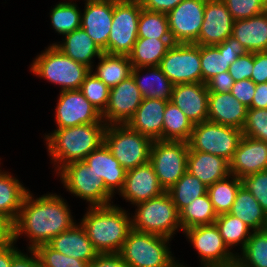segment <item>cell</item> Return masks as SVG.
<instances>
[{
	"label": "cell",
	"instance_id": "cell-1",
	"mask_svg": "<svg viewBox=\"0 0 267 267\" xmlns=\"http://www.w3.org/2000/svg\"><path fill=\"white\" fill-rule=\"evenodd\" d=\"M69 207L61 195L49 193L34 198L29 190L14 222V242L25 234L30 240L27 249L47 244L76 224Z\"/></svg>",
	"mask_w": 267,
	"mask_h": 267
},
{
	"label": "cell",
	"instance_id": "cell-2",
	"mask_svg": "<svg viewBox=\"0 0 267 267\" xmlns=\"http://www.w3.org/2000/svg\"><path fill=\"white\" fill-rule=\"evenodd\" d=\"M80 220L98 253H119L132 230L131 215L117 204L88 207Z\"/></svg>",
	"mask_w": 267,
	"mask_h": 267
},
{
	"label": "cell",
	"instance_id": "cell-3",
	"mask_svg": "<svg viewBox=\"0 0 267 267\" xmlns=\"http://www.w3.org/2000/svg\"><path fill=\"white\" fill-rule=\"evenodd\" d=\"M106 123L55 129L44 135L47 152L57 172L68 163L84 160L104 143Z\"/></svg>",
	"mask_w": 267,
	"mask_h": 267
},
{
	"label": "cell",
	"instance_id": "cell-4",
	"mask_svg": "<svg viewBox=\"0 0 267 267\" xmlns=\"http://www.w3.org/2000/svg\"><path fill=\"white\" fill-rule=\"evenodd\" d=\"M30 71L38 78L60 85V91H63L80 89L91 70L66 56L54 44H50L33 60Z\"/></svg>",
	"mask_w": 267,
	"mask_h": 267
},
{
	"label": "cell",
	"instance_id": "cell-5",
	"mask_svg": "<svg viewBox=\"0 0 267 267\" xmlns=\"http://www.w3.org/2000/svg\"><path fill=\"white\" fill-rule=\"evenodd\" d=\"M134 206L137 208L131 215L133 230L170 239L176 230H182L179 212L167 191Z\"/></svg>",
	"mask_w": 267,
	"mask_h": 267
},
{
	"label": "cell",
	"instance_id": "cell-6",
	"mask_svg": "<svg viewBox=\"0 0 267 267\" xmlns=\"http://www.w3.org/2000/svg\"><path fill=\"white\" fill-rule=\"evenodd\" d=\"M171 240L132 229L119 255L130 267H173L179 260L168 247Z\"/></svg>",
	"mask_w": 267,
	"mask_h": 267
},
{
	"label": "cell",
	"instance_id": "cell-7",
	"mask_svg": "<svg viewBox=\"0 0 267 267\" xmlns=\"http://www.w3.org/2000/svg\"><path fill=\"white\" fill-rule=\"evenodd\" d=\"M104 143L127 171L149 162L153 140L127 124H114L106 126Z\"/></svg>",
	"mask_w": 267,
	"mask_h": 267
},
{
	"label": "cell",
	"instance_id": "cell-8",
	"mask_svg": "<svg viewBox=\"0 0 267 267\" xmlns=\"http://www.w3.org/2000/svg\"><path fill=\"white\" fill-rule=\"evenodd\" d=\"M56 174L69 193L86 200L88 207L113 204V194L106 188L101 177L97 176L84 160L68 163Z\"/></svg>",
	"mask_w": 267,
	"mask_h": 267
},
{
	"label": "cell",
	"instance_id": "cell-9",
	"mask_svg": "<svg viewBox=\"0 0 267 267\" xmlns=\"http://www.w3.org/2000/svg\"><path fill=\"white\" fill-rule=\"evenodd\" d=\"M242 137L238 128L205 121L193 126L187 143L189 151L210 153L230 162Z\"/></svg>",
	"mask_w": 267,
	"mask_h": 267
},
{
	"label": "cell",
	"instance_id": "cell-10",
	"mask_svg": "<svg viewBox=\"0 0 267 267\" xmlns=\"http://www.w3.org/2000/svg\"><path fill=\"white\" fill-rule=\"evenodd\" d=\"M140 0H113V18L108 39V53L127 55L138 39Z\"/></svg>",
	"mask_w": 267,
	"mask_h": 267
},
{
	"label": "cell",
	"instance_id": "cell-11",
	"mask_svg": "<svg viewBox=\"0 0 267 267\" xmlns=\"http://www.w3.org/2000/svg\"><path fill=\"white\" fill-rule=\"evenodd\" d=\"M189 146L183 141L155 140L150 160L157 179L165 191L169 190L187 171Z\"/></svg>",
	"mask_w": 267,
	"mask_h": 267
},
{
	"label": "cell",
	"instance_id": "cell-12",
	"mask_svg": "<svg viewBox=\"0 0 267 267\" xmlns=\"http://www.w3.org/2000/svg\"><path fill=\"white\" fill-rule=\"evenodd\" d=\"M159 67L174 85L202 83L200 45L174 43L161 59Z\"/></svg>",
	"mask_w": 267,
	"mask_h": 267
},
{
	"label": "cell",
	"instance_id": "cell-13",
	"mask_svg": "<svg viewBox=\"0 0 267 267\" xmlns=\"http://www.w3.org/2000/svg\"><path fill=\"white\" fill-rule=\"evenodd\" d=\"M200 257L201 267H225L236 261L215 223L189 228L183 232Z\"/></svg>",
	"mask_w": 267,
	"mask_h": 267
},
{
	"label": "cell",
	"instance_id": "cell-14",
	"mask_svg": "<svg viewBox=\"0 0 267 267\" xmlns=\"http://www.w3.org/2000/svg\"><path fill=\"white\" fill-rule=\"evenodd\" d=\"M58 98L55 109L57 129L105 123L101 113L85 98L80 89L60 91Z\"/></svg>",
	"mask_w": 267,
	"mask_h": 267
},
{
	"label": "cell",
	"instance_id": "cell-15",
	"mask_svg": "<svg viewBox=\"0 0 267 267\" xmlns=\"http://www.w3.org/2000/svg\"><path fill=\"white\" fill-rule=\"evenodd\" d=\"M206 0H183L167 13L174 43H196L204 20Z\"/></svg>",
	"mask_w": 267,
	"mask_h": 267
},
{
	"label": "cell",
	"instance_id": "cell-16",
	"mask_svg": "<svg viewBox=\"0 0 267 267\" xmlns=\"http://www.w3.org/2000/svg\"><path fill=\"white\" fill-rule=\"evenodd\" d=\"M143 97L132 75L110 89L108 104L101 114L106 125L127 124Z\"/></svg>",
	"mask_w": 267,
	"mask_h": 267
},
{
	"label": "cell",
	"instance_id": "cell-17",
	"mask_svg": "<svg viewBox=\"0 0 267 267\" xmlns=\"http://www.w3.org/2000/svg\"><path fill=\"white\" fill-rule=\"evenodd\" d=\"M234 18L222 0H206L197 45L214 46L232 35Z\"/></svg>",
	"mask_w": 267,
	"mask_h": 267
},
{
	"label": "cell",
	"instance_id": "cell-18",
	"mask_svg": "<svg viewBox=\"0 0 267 267\" xmlns=\"http://www.w3.org/2000/svg\"><path fill=\"white\" fill-rule=\"evenodd\" d=\"M81 28L97 46L108 53V39L113 18V0H84Z\"/></svg>",
	"mask_w": 267,
	"mask_h": 267
},
{
	"label": "cell",
	"instance_id": "cell-19",
	"mask_svg": "<svg viewBox=\"0 0 267 267\" xmlns=\"http://www.w3.org/2000/svg\"><path fill=\"white\" fill-rule=\"evenodd\" d=\"M164 192L153 165L148 162L126 171L125 182L118 195L132 205H136Z\"/></svg>",
	"mask_w": 267,
	"mask_h": 267
},
{
	"label": "cell",
	"instance_id": "cell-20",
	"mask_svg": "<svg viewBox=\"0 0 267 267\" xmlns=\"http://www.w3.org/2000/svg\"><path fill=\"white\" fill-rule=\"evenodd\" d=\"M246 53L245 48L232 36L218 45H200L202 83H206L217 74L229 71L230 65Z\"/></svg>",
	"mask_w": 267,
	"mask_h": 267
},
{
	"label": "cell",
	"instance_id": "cell-21",
	"mask_svg": "<svg viewBox=\"0 0 267 267\" xmlns=\"http://www.w3.org/2000/svg\"><path fill=\"white\" fill-rule=\"evenodd\" d=\"M208 95L206 83L176 84L170 101L195 125L208 121Z\"/></svg>",
	"mask_w": 267,
	"mask_h": 267
},
{
	"label": "cell",
	"instance_id": "cell-22",
	"mask_svg": "<svg viewBox=\"0 0 267 267\" xmlns=\"http://www.w3.org/2000/svg\"><path fill=\"white\" fill-rule=\"evenodd\" d=\"M263 170H267V143L243 135L230 161V174L241 179Z\"/></svg>",
	"mask_w": 267,
	"mask_h": 267
},
{
	"label": "cell",
	"instance_id": "cell-23",
	"mask_svg": "<svg viewBox=\"0 0 267 267\" xmlns=\"http://www.w3.org/2000/svg\"><path fill=\"white\" fill-rule=\"evenodd\" d=\"M167 102L156 98H143L127 125L153 141L163 140L164 111Z\"/></svg>",
	"mask_w": 267,
	"mask_h": 267
},
{
	"label": "cell",
	"instance_id": "cell-24",
	"mask_svg": "<svg viewBox=\"0 0 267 267\" xmlns=\"http://www.w3.org/2000/svg\"><path fill=\"white\" fill-rule=\"evenodd\" d=\"M84 161L97 176L102 178L106 188L113 195L122 190L126 170L111 154L105 143H102L97 149L92 151Z\"/></svg>",
	"mask_w": 267,
	"mask_h": 267
},
{
	"label": "cell",
	"instance_id": "cell-25",
	"mask_svg": "<svg viewBox=\"0 0 267 267\" xmlns=\"http://www.w3.org/2000/svg\"><path fill=\"white\" fill-rule=\"evenodd\" d=\"M208 103V121L243 129L247 108L230 92H209Z\"/></svg>",
	"mask_w": 267,
	"mask_h": 267
},
{
	"label": "cell",
	"instance_id": "cell-26",
	"mask_svg": "<svg viewBox=\"0 0 267 267\" xmlns=\"http://www.w3.org/2000/svg\"><path fill=\"white\" fill-rule=\"evenodd\" d=\"M51 248L69 257L90 263L99 253L87 237L81 224L63 231L47 243Z\"/></svg>",
	"mask_w": 267,
	"mask_h": 267
},
{
	"label": "cell",
	"instance_id": "cell-27",
	"mask_svg": "<svg viewBox=\"0 0 267 267\" xmlns=\"http://www.w3.org/2000/svg\"><path fill=\"white\" fill-rule=\"evenodd\" d=\"M187 171L208 187L230 175V162L210 153L189 151Z\"/></svg>",
	"mask_w": 267,
	"mask_h": 267
},
{
	"label": "cell",
	"instance_id": "cell-28",
	"mask_svg": "<svg viewBox=\"0 0 267 267\" xmlns=\"http://www.w3.org/2000/svg\"><path fill=\"white\" fill-rule=\"evenodd\" d=\"M231 36L247 52L267 51V10L248 19L235 20Z\"/></svg>",
	"mask_w": 267,
	"mask_h": 267
},
{
	"label": "cell",
	"instance_id": "cell-29",
	"mask_svg": "<svg viewBox=\"0 0 267 267\" xmlns=\"http://www.w3.org/2000/svg\"><path fill=\"white\" fill-rule=\"evenodd\" d=\"M62 40V43L55 42L52 44L58 47L66 56L85 65L90 70L94 68V65H92L93 60L104 53L82 28L64 35Z\"/></svg>",
	"mask_w": 267,
	"mask_h": 267
},
{
	"label": "cell",
	"instance_id": "cell-30",
	"mask_svg": "<svg viewBox=\"0 0 267 267\" xmlns=\"http://www.w3.org/2000/svg\"><path fill=\"white\" fill-rule=\"evenodd\" d=\"M143 69L148 72L145 74ZM131 75L143 98L171 100L174 84L163 74L159 66L133 67Z\"/></svg>",
	"mask_w": 267,
	"mask_h": 267
},
{
	"label": "cell",
	"instance_id": "cell-31",
	"mask_svg": "<svg viewBox=\"0 0 267 267\" xmlns=\"http://www.w3.org/2000/svg\"><path fill=\"white\" fill-rule=\"evenodd\" d=\"M1 164V163H0ZM27 189L13 174L0 169V214L16 221Z\"/></svg>",
	"mask_w": 267,
	"mask_h": 267
},
{
	"label": "cell",
	"instance_id": "cell-32",
	"mask_svg": "<svg viewBox=\"0 0 267 267\" xmlns=\"http://www.w3.org/2000/svg\"><path fill=\"white\" fill-rule=\"evenodd\" d=\"M228 213L242 220L253 231L267 228V214L256 198L242 185Z\"/></svg>",
	"mask_w": 267,
	"mask_h": 267
},
{
	"label": "cell",
	"instance_id": "cell-33",
	"mask_svg": "<svg viewBox=\"0 0 267 267\" xmlns=\"http://www.w3.org/2000/svg\"><path fill=\"white\" fill-rule=\"evenodd\" d=\"M173 44L172 39L138 38L128 58L132 67L159 66Z\"/></svg>",
	"mask_w": 267,
	"mask_h": 267
},
{
	"label": "cell",
	"instance_id": "cell-34",
	"mask_svg": "<svg viewBox=\"0 0 267 267\" xmlns=\"http://www.w3.org/2000/svg\"><path fill=\"white\" fill-rule=\"evenodd\" d=\"M98 59L100 62L91 71L110 89L131 76L133 67L127 55L104 52Z\"/></svg>",
	"mask_w": 267,
	"mask_h": 267
},
{
	"label": "cell",
	"instance_id": "cell-35",
	"mask_svg": "<svg viewBox=\"0 0 267 267\" xmlns=\"http://www.w3.org/2000/svg\"><path fill=\"white\" fill-rule=\"evenodd\" d=\"M217 217L208 193L194 199L179 212L182 232L192 227L213 224Z\"/></svg>",
	"mask_w": 267,
	"mask_h": 267
},
{
	"label": "cell",
	"instance_id": "cell-36",
	"mask_svg": "<svg viewBox=\"0 0 267 267\" xmlns=\"http://www.w3.org/2000/svg\"><path fill=\"white\" fill-rule=\"evenodd\" d=\"M193 124L185 114L171 101L167 102L164 111L163 140L188 142Z\"/></svg>",
	"mask_w": 267,
	"mask_h": 267
},
{
	"label": "cell",
	"instance_id": "cell-37",
	"mask_svg": "<svg viewBox=\"0 0 267 267\" xmlns=\"http://www.w3.org/2000/svg\"><path fill=\"white\" fill-rule=\"evenodd\" d=\"M241 185V179L230 174L228 177L207 187V193L217 215L228 213L231 210Z\"/></svg>",
	"mask_w": 267,
	"mask_h": 267
},
{
	"label": "cell",
	"instance_id": "cell-38",
	"mask_svg": "<svg viewBox=\"0 0 267 267\" xmlns=\"http://www.w3.org/2000/svg\"><path fill=\"white\" fill-rule=\"evenodd\" d=\"M214 223L216 224L222 239L230 250L231 248L233 249V246L239 245L240 248L242 247L240 249L241 251L253 231L242 220L229 213L219 214Z\"/></svg>",
	"mask_w": 267,
	"mask_h": 267
},
{
	"label": "cell",
	"instance_id": "cell-39",
	"mask_svg": "<svg viewBox=\"0 0 267 267\" xmlns=\"http://www.w3.org/2000/svg\"><path fill=\"white\" fill-rule=\"evenodd\" d=\"M168 194L180 212L194 199L207 193V186L188 171L169 189Z\"/></svg>",
	"mask_w": 267,
	"mask_h": 267
},
{
	"label": "cell",
	"instance_id": "cell-40",
	"mask_svg": "<svg viewBox=\"0 0 267 267\" xmlns=\"http://www.w3.org/2000/svg\"><path fill=\"white\" fill-rule=\"evenodd\" d=\"M236 261L243 267H267V228L252 231Z\"/></svg>",
	"mask_w": 267,
	"mask_h": 267
},
{
	"label": "cell",
	"instance_id": "cell-41",
	"mask_svg": "<svg viewBox=\"0 0 267 267\" xmlns=\"http://www.w3.org/2000/svg\"><path fill=\"white\" fill-rule=\"evenodd\" d=\"M72 1L59 2L50 12L51 25L62 36L81 28L82 11Z\"/></svg>",
	"mask_w": 267,
	"mask_h": 267
},
{
	"label": "cell",
	"instance_id": "cell-42",
	"mask_svg": "<svg viewBox=\"0 0 267 267\" xmlns=\"http://www.w3.org/2000/svg\"><path fill=\"white\" fill-rule=\"evenodd\" d=\"M138 38L172 39L167 14L142 8L138 22Z\"/></svg>",
	"mask_w": 267,
	"mask_h": 267
},
{
	"label": "cell",
	"instance_id": "cell-43",
	"mask_svg": "<svg viewBox=\"0 0 267 267\" xmlns=\"http://www.w3.org/2000/svg\"><path fill=\"white\" fill-rule=\"evenodd\" d=\"M80 90L96 110L101 114L105 111L109 100L110 88L94 75L92 71L86 75Z\"/></svg>",
	"mask_w": 267,
	"mask_h": 267
},
{
	"label": "cell",
	"instance_id": "cell-44",
	"mask_svg": "<svg viewBox=\"0 0 267 267\" xmlns=\"http://www.w3.org/2000/svg\"><path fill=\"white\" fill-rule=\"evenodd\" d=\"M34 250L41 267H89V263L61 254L48 244H41Z\"/></svg>",
	"mask_w": 267,
	"mask_h": 267
},
{
	"label": "cell",
	"instance_id": "cell-45",
	"mask_svg": "<svg viewBox=\"0 0 267 267\" xmlns=\"http://www.w3.org/2000/svg\"><path fill=\"white\" fill-rule=\"evenodd\" d=\"M243 135L267 143V109L247 108Z\"/></svg>",
	"mask_w": 267,
	"mask_h": 267
},
{
	"label": "cell",
	"instance_id": "cell-46",
	"mask_svg": "<svg viewBox=\"0 0 267 267\" xmlns=\"http://www.w3.org/2000/svg\"><path fill=\"white\" fill-rule=\"evenodd\" d=\"M234 20L248 19L267 10V0H222Z\"/></svg>",
	"mask_w": 267,
	"mask_h": 267
},
{
	"label": "cell",
	"instance_id": "cell-47",
	"mask_svg": "<svg viewBox=\"0 0 267 267\" xmlns=\"http://www.w3.org/2000/svg\"><path fill=\"white\" fill-rule=\"evenodd\" d=\"M241 182L242 186L249 190L267 214V170L245 176L241 178Z\"/></svg>",
	"mask_w": 267,
	"mask_h": 267
},
{
	"label": "cell",
	"instance_id": "cell-48",
	"mask_svg": "<svg viewBox=\"0 0 267 267\" xmlns=\"http://www.w3.org/2000/svg\"><path fill=\"white\" fill-rule=\"evenodd\" d=\"M254 68V52L239 56L229 67V73L234 82L251 79Z\"/></svg>",
	"mask_w": 267,
	"mask_h": 267
},
{
	"label": "cell",
	"instance_id": "cell-49",
	"mask_svg": "<svg viewBox=\"0 0 267 267\" xmlns=\"http://www.w3.org/2000/svg\"><path fill=\"white\" fill-rule=\"evenodd\" d=\"M255 87L256 84L251 79L236 81L230 93L246 108H249L255 95Z\"/></svg>",
	"mask_w": 267,
	"mask_h": 267
},
{
	"label": "cell",
	"instance_id": "cell-50",
	"mask_svg": "<svg viewBox=\"0 0 267 267\" xmlns=\"http://www.w3.org/2000/svg\"><path fill=\"white\" fill-rule=\"evenodd\" d=\"M233 84L234 80L229 71L217 74L206 82L207 90L213 93H228Z\"/></svg>",
	"mask_w": 267,
	"mask_h": 267
},
{
	"label": "cell",
	"instance_id": "cell-51",
	"mask_svg": "<svg viewBox=\"0 0 267 267\" xmlns=\"http://www.w3.org/2000/svg\"><path fill=\"white\" fill-rule=\"evenodd\" d=\"M251 80L255 84L267 82V51L254 52V68Z\"/></svg>",
	"mask_w": 267,
	"mask_h": 267
},
{
	"label": "cell",
	"instance_id": "cell-52",
	"mask_svg": "<svg viewBox=\"0 0 267 267\" xmlns=\"http://www.w3.org/2000/svg\"><path fill=\"white\" fill-rule=\"evenodd\" d=\"M89 267H130L119 253H99L90 263Z\"/></svg>",
	"mask_w": 267,
	"mask_h": 267
},
{
	"label": "cell",
	"instance_id": "cell-53",
	"mask_svg": "<svg viewBox=\"0 0 267 267\" xmlns=\"http://www.w3.org/2000/svg\"><path fill=\"white\" fill-rule=\"evenodd\" d=\"M14 243V222L0 214V250Z\"/></svg>",
	"mask_w": 267,
	"mask_h": 267
},
{
	"label": "cell",
	"instance_id": "cell-54",
	"mask_svg": "<svg viewBox=\"0 0 267 267\" xmlns=\"http://www.w3.org/2000/svg\"><path fill=\"white\" fill-rule=\"evenodd\" d=\"M183 0H140L142 8L160 13H168Z\"/></svg>",
	"mask_w": 267,
	"mask_h": 267
},
{
	"label": "cell",
	"instance_id": "cell-55",
	"mask_svg": "<svg viewBox=\"0 0 267 267\" xmlns=\"http://www.w3.org/2000/svg\"><path fill=\"white\" fill-rule=\"evenodd\" d=\"M30 254L21 250L13 257L11 267H41L39 258L34 249L27 250Z\"/></svg>",
	"mask_w": 267,
	"mask_h": 267
},
{
	"label": "cell",
	"instance_id": "cell-56",
	"mask_svg": "<svg viewBox=\"0 0 267 267\" xmlns=\"http://www.w3.org/2000/svg\"><path fill=\"white\" fill-rule=\"evenodd\" d=\"M249 108L267 109V82L256 84L255 95Z\"/></svg>",
	"mask_w": 267,
	"mask_h": 267
},
{
	"label": "cell",
	"instance_id": "cell-57",
	"mask_svg": "<svg viewBox=\"0 0 267 267\" xmlns=\"http://www.w3.org/2000/svg\"><path fill=\"white\" fill-rule=\"evenodd\" d=\"M15 244L16 242L0 250V267H11L13 257L20 251Z\"/></svg>",
	"mask_w": 267,
	"mask_h": 267
},
{
	"label": "cell",
	"instance_id": "cell-58",
	"mask_svg": "<svg viewBox=\"0 0 267 267\" xmlns=\"http://www.w3.org/2000/svg\"><path fill=\"white\" fill-rule=\"evenodd\" d=\"M225 267H243V266H241L237 261H235Z\"/></svg>",
	"mask_w": 267,
	"mask_h": 267
},
{
	"label": "cell",
	"instance_id": "cell-59",
	"mask_svg": "<svg viewBox=\"0 0 267 267\" xmlns=\"http://www.w3.org/2000/svg\"><path fill=\"white\" fill-rule=\"evenodd\" d=\"M173 267H187L185 265L182 264V262H177Z\"/></svg>",
	"mask_w": 267,
	"mask_h": 267
}]
</instances>
